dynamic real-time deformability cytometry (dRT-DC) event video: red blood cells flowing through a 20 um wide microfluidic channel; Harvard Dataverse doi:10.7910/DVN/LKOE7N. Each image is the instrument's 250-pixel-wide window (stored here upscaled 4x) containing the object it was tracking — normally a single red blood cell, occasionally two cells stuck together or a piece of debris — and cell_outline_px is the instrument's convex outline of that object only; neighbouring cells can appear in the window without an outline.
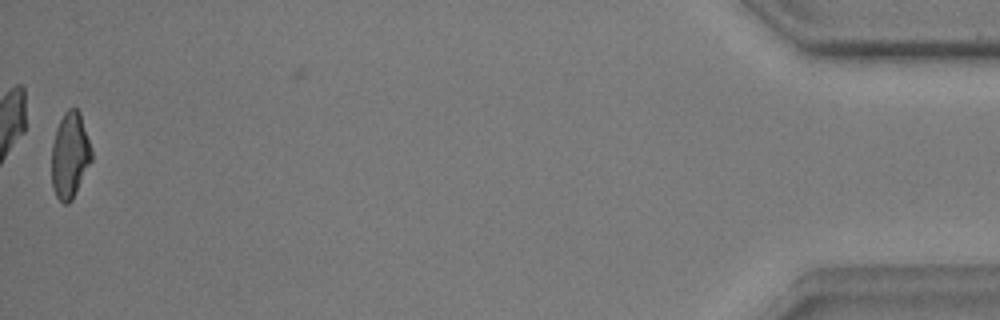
{"species": "common noctule bat (a hibernating species)", "species_latin": "Nyctalus noctula", "temperature_condition": "warm", "stored_images_in_passage": 56, "camera_frame_rate_fps": 3000, "um_per_image_px": 0.085, "animal": {"sex": "male", "body_mass_g": 17.9, "forearm_length_mm": 54.2}, "frame": {"image": 1, "passage_image": 55, "time_ms": 18.0, "image_size_px": [1000, 320], "cell_outline_px": [[92, 160], [72, 200], [68, 204], [64, 204], [56, 196], [52, 188], [52, 144], [56, 128], [64, 112], [68, 108], [76, 108], [80, 112], [92, 148]], "centroid_in_image_um": [5.95, 13.19], "position_along_channel_um": 429.3, "area_um2": 20.11}, "authors_computed_cell_mechanics": {"area_um2": 20.8658, "velocity_mm_per_s": 3.66, "shape_relaxation_time_tau1_ms": 3.8715, "shape_relaxation_time_tau2_ms": 3.1485, "deformation_change_tau1": 0.1465, "deformation_change_tau2": 0.1074}}